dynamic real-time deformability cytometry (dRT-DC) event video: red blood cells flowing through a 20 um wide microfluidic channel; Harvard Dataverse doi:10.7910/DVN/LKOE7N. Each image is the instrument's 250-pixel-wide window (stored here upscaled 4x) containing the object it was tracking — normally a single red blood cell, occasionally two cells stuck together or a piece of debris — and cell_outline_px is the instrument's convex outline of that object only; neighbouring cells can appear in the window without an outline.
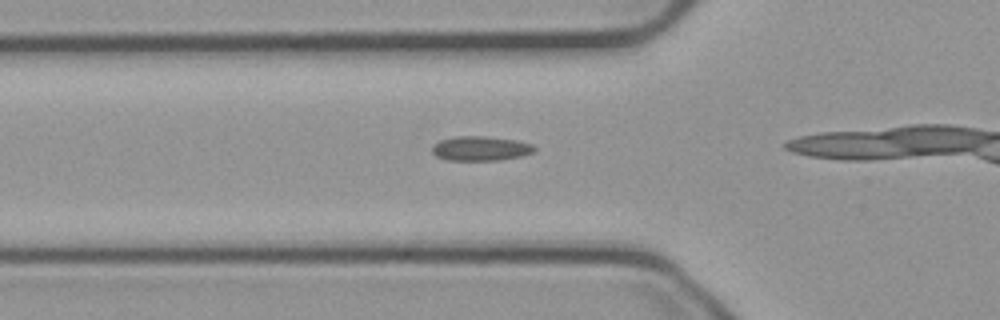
{"species": "common noctule bat (a hibernating species)", "species_latin": "Nyctalus noctula", "temperature_condition": "cold", "stored_images_in_passage": 13, "camera_frame_rate_fps": 3000, "um_per_image_px": 0.085, "animal": {"sex": "male", "body_mass_g": 23.1, "forearm_length_mm": 52.7}, "frame": {"image": 1, "passage_image": 6, "time_ms": 1.667, "image_size_px": [1000, 320], "cell_outline_px": [[536, 148], [532, 152], [520, 156], [500, 160], [448, 160], [436, 156], [432, 152], [432, 148], [440, 140], [456, 136], [484, 136], [516, 140], [532, 144]], "centroid_in_image_um": [40.85, 12.62], "position_along_channel_um": 85.0, "area_um2": 14.45}}